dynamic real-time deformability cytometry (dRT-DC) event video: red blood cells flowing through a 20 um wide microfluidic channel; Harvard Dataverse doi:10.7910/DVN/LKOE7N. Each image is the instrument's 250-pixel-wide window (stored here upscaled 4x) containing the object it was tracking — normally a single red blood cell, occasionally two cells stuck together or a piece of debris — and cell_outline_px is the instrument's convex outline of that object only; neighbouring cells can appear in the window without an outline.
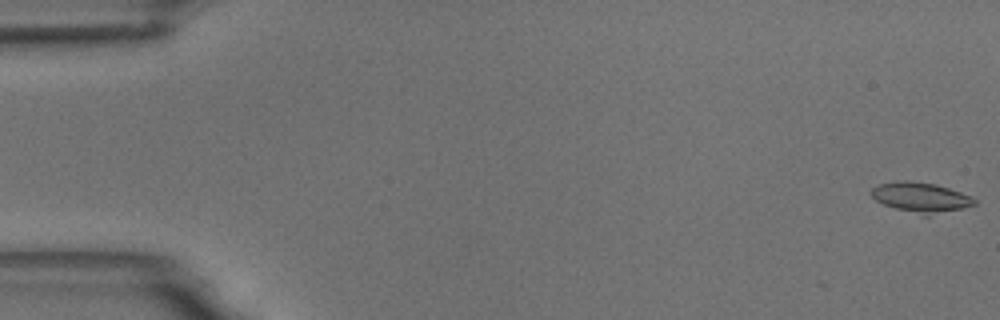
{"species": "common noctule bat (a hibernating species)", "species_latin": "Nyctalus noctula", "temperature_condition": "room temperature", "stored_images_in_passage": 6, "camera_frame_rate_fps": 3000, "um_per_image_px": 0.085, "animal": {"sex": "male", "body_mass_g": 18.8}, "frame": {"image": 1, "passage_image": 1, "time_ms": 0.0, "image_size_px": [1000, 320], "cell_outline_px": [[976, 204], [964, 208], [928, 216], [924, 216], [896, 208], [884, 204], [876, 200], [872, 196], [872, 188], [880, 184], [904, 180], [936, 184], [972, 196], [976, 200]], "centroid_in_image_um": [78.31, 16.79], "position_along_channel_um": 6.7, "area_um2": 17.86}}